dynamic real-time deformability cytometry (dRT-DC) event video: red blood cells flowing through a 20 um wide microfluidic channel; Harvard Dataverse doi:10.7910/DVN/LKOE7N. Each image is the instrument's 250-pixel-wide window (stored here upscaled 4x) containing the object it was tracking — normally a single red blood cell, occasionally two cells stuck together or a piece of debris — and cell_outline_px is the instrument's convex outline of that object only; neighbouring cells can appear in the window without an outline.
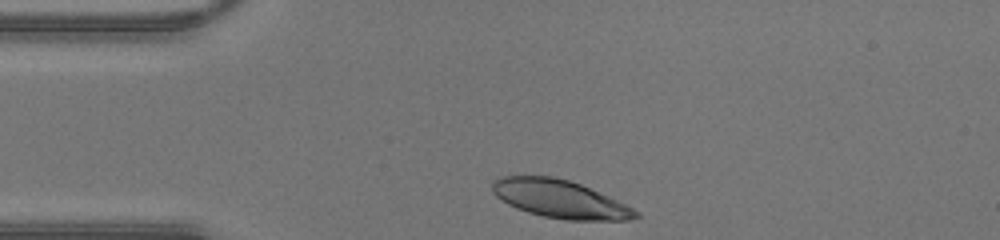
{"species": "human", "species_latin": "Homo sapiens", "temperature_condition": "warm", "stored_images_in_passage": 27, "camera_frame_rate_fps": 3000, "um_per_image_px": 0.085, "donor": {"sex": "male"}, "frame": {"image": 1, "passage_image": 1, "time_ms": 0.0, "image_size_px": [1000, 240], "cell_outline_px": [[640, 216], [632, 220], [564, 220], [544, 216], [528, 212], [516, 208], [508, 204], [496, 196], [492, 192], [492, 180], [500, 176], [552, 176], [568, 180], [580, 184], [608, 196], [640, 212]], "centroid_in_image_um": [47.57, 16.92], "position_along_channel_um": 37.4, "area_um2": 31.62}}
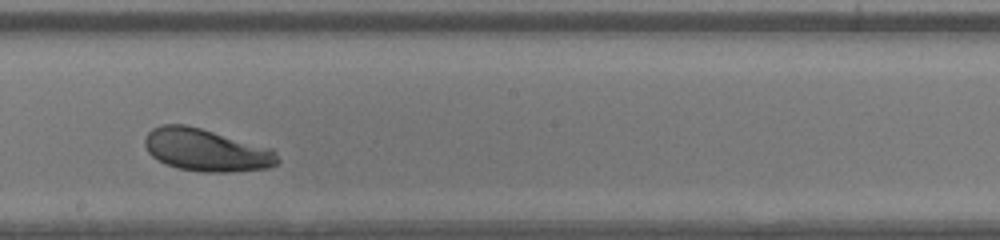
{"frame": {"image": 2, "passage_image": 16, "time_ms": 5.0, "image_size_px": [1000, 240], "cell_outline_px": [[280, 160], [276, 164], [268, 168], [228, 172], [204, 172], [180, 168], [168, 164], [152, 156], [148, 152], [144, 144], [144, 140], [148, 132], [152, 128], [160, 124], [184, 124], [200, 128], [272, 148], [276, 152]], "centroid_in_image_um": [17.54, 12.74], "position_along_channel_um": 230.7, "area_um2": 32.66}}
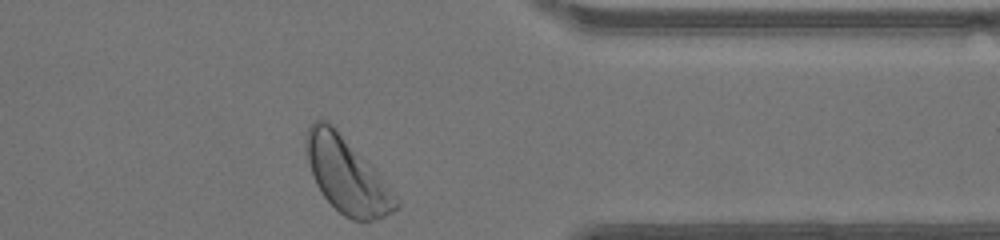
{"frame": {"image": 3, "passage_image": 27, "time_ms": 8.667, "image_size_px": [1000, 240], "cell_outline_px": [[400, 204], [392, 212], [384, 216], [372, 220], [352, 220], [344, 216], [324, 196], [316, 184], [308, 160], [304, 136], [308, 128], [316, 120], [328, 120], [332, 124], [376, 172]], "centroid_in_image_um": [29.42, 14.89], "position_along_channel_um": 382.0, "area_um2": 38.09}}